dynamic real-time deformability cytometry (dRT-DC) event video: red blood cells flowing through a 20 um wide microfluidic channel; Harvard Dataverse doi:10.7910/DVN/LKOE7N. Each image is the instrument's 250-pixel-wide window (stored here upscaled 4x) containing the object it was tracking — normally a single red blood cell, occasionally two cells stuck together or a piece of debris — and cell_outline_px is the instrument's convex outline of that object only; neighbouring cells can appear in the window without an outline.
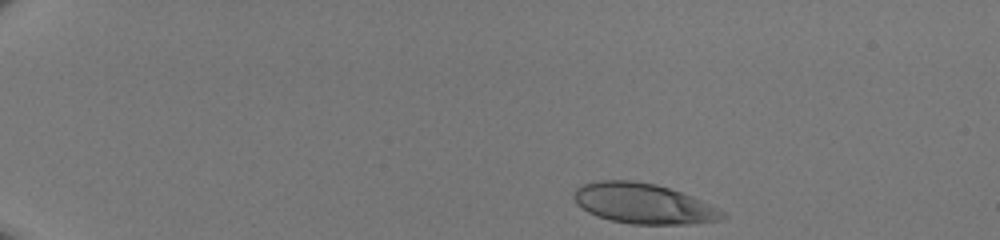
{"species": "human", "species_latin": "Homo sapiens", "temperature_condition": "room temperature", "stored_images_in_passage": 41, "camera_frame_rate_fps": 3000, "um_per_image_px": 0.085, "donor": {"sex": "male"}, "frame": {"image": 1, "passage_image": 1, "time_ms": 0.0, "image_size_px": [1000, 240], "cell_outline_px": [[728, 216], [720, 220], [692, 224], [632, 224], [612, 220], [596, 216], [588, 212], [576, 204], [572, 196], [576, 188], [584, 184], [600, 180], [632, 180], [656, 184], [692, 196], [720, 208]], "centroid_in_image_um": [54.7, 17.3], "position_along_channel_um": 30.3, "area_um2": 35.03}}
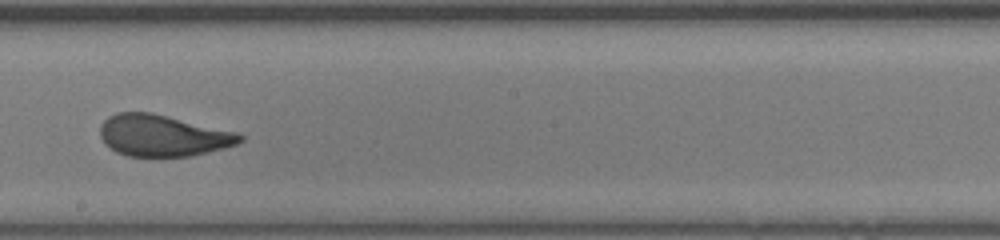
{"frame": {"image": 2, "passage_image": 23, "time_ms": 7.333, "image_size_px": [1000, 240], "cell_outline_px": [[244, 140], [236, 144], [224, 148], [188, 156], [128, 156], [116, 152], [104, 144], [100, 136], [100, 124], [108, 116], [116, 112], [152, 112], [240, 132], [244, 136]], "centroid_in_image_um": [13.84, 11.5], "position_along_channel_um": 234.4, "area_um2": 34.16}}
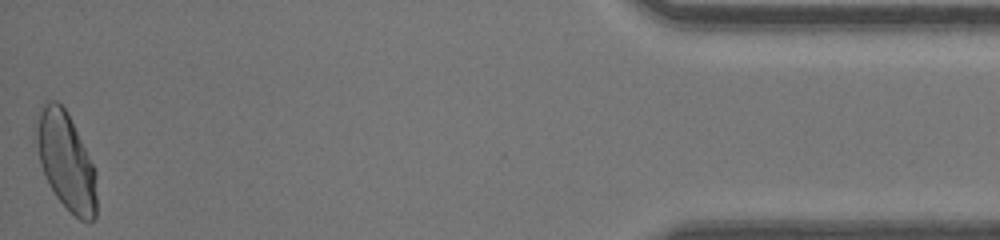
{"frame": {"image": 3, "passage_image": 41, "time_ms": 13.333, "image_size_px": [1000, 240], "cell_outline_px": [[96, 216], [88, 224], [80, 220], [56, 196], [48, 184], [40, 164], [36, 140], [36, 124], [40, 104], [44, 100], [56, 100], [68, 112], [96, 168]], "centroid_in_image_um": [5.62, 13.66], "position_along_channel_um": 429.6, "area_um2": 34.62}}